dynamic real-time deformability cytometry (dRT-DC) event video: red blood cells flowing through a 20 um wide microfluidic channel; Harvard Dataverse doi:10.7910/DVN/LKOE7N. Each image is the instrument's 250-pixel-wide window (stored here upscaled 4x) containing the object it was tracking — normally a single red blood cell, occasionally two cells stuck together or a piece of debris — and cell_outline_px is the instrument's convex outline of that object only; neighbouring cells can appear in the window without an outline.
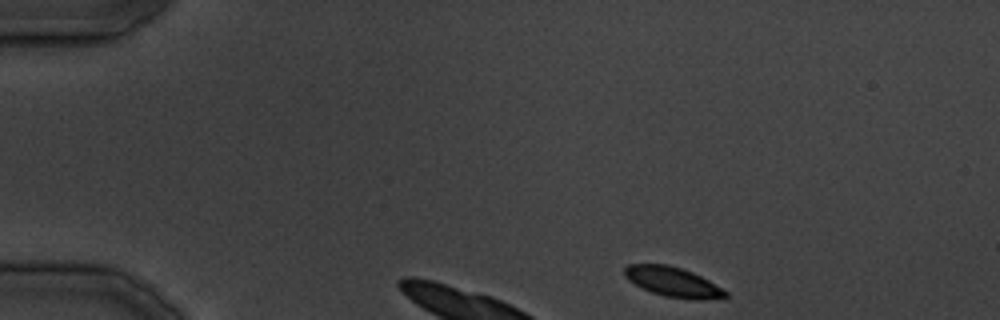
{"species": "common noctule bat (a hibernating species)", "species_latin": "Nyctalus noctula", "temperature_condition": "cold", "stored_images_in_passage": 6, "camera_frame_rate_fps": 3000, "um_per_image_px": 0.085, "animal": {"sex": "male", "body_mass_g": 19.5, "forearm_length_mm": 54.6}, "frame": {"image": 1, "passage_image": 1, "time_ms": 0.0, "image_size_px": [1000, 320], "cell_outline_px": [[728, 296], [724, 300], [688, 300], [664, 296], [652, 292], [628, 280], [624, 276], [624, 268], [628, 264], [668, 264], [692, 272], [708, 280], [728, 292]], "centroid_in_image_um": [57.26, 23.99], "position_along_channel_um": 27.7, "area_um2": 17.74}}